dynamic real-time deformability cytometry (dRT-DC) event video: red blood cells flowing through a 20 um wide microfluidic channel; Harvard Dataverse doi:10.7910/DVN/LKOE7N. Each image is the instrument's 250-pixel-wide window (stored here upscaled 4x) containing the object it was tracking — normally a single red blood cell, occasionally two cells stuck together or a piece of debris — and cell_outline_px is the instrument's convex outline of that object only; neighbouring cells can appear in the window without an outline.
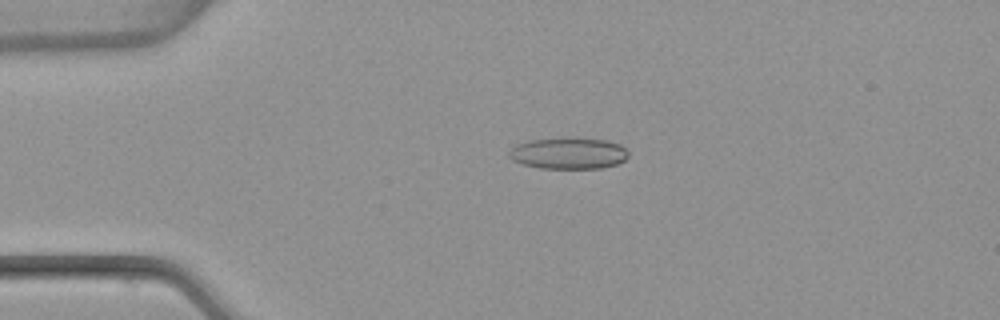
{"species": "common noctule bat (a hibernating species)", "species_latin": "Nyctalus noctula", "temperature_condition": "warm", "stored_images_in_passage": 4, "camera_frame_rate_fps": 3000, "um_per_image_px": 0.085, "animal": {"sex": "female", "body_mass_g": 22.7, "forearm_length_mm": 54.2}, "frame": {"image": 1, "passage_image": 3, "time_ms": 0.667, "image_size_px": [1000, 320], "cell_outline_px": [[628, 156], [624, 160], [616, 164], [600, 168], [540, 168], [524, 164], [512, 160], [508, 156], [508, 152], [516, 144], [528, 140], [604, 140], [620, 144], [628, 152]], "centroid_in_image_um": [48.3, 13.06], "position_along_channel_um": 36.7, "area_um2": 21.04}}